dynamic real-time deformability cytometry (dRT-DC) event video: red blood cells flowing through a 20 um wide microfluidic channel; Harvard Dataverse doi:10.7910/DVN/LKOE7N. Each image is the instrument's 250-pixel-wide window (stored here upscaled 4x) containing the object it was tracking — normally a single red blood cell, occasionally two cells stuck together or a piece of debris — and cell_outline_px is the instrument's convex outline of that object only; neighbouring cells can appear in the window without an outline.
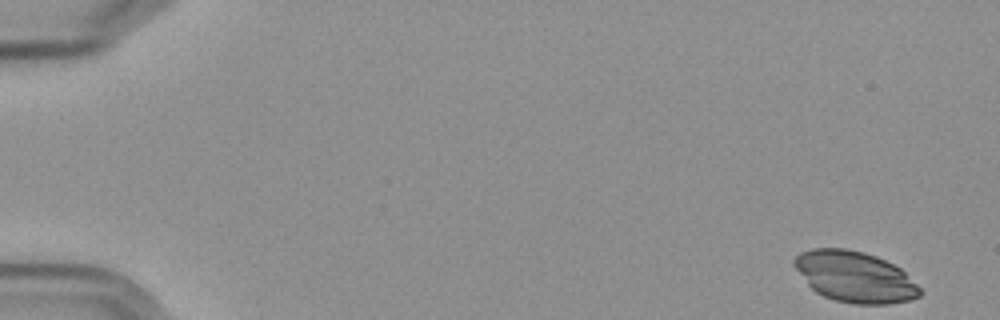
{"species": "Egyptian fruit bat (a non-hibernating species)", "species_latin": "Rousettus aegyptiacus", "temperature_condition": "cold", "stored_images_in_passage": 15, "camera_frame_rate_fps": 3000, "um_per_image_px": 0.085, "frame": {"image": 1, "passage_image": 1, "time_ms": 0.0, "image_size_px": [1000, 320], "cell_outline_px": [[924, 292], [920, 296], [912, 300], [888, 304], [852, 304], [836, 300], [824, 296], [816, 292], [808, 284], [792, 264], [792, 260], [800, 252], [812, 248], [844, 248], [864, 252], [876, 256], [900, 268]], "centroid_in_image_um": [72.66, 23.53], "position_along_channel_um": 12.3, "area_um2": 37.28}}